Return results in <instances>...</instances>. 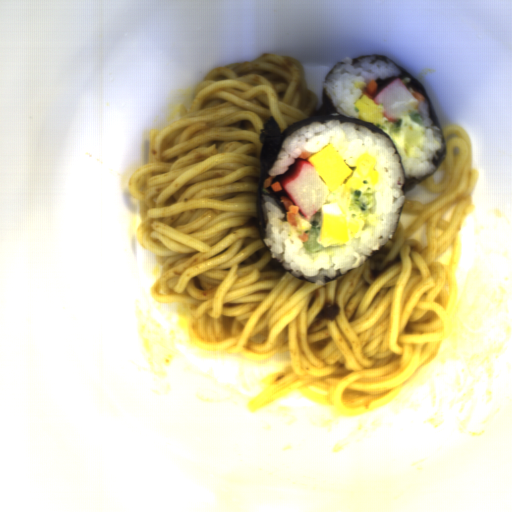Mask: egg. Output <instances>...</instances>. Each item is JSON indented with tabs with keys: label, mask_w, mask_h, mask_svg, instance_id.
I'll use <instances>...</instances> for the list:
<instances>
[{
	"label": "egg",
	"mask_w": 512,
	"mask_h": 512,
	"mask_svg": "<svg viewBox=\"0 0 512 512\" xmlns=\"http://www.w3.org/2000/svg\"><path fill=\"white\" fill-rule=\"evenodd\" d=\"M307 161L328 189V198L320 207L321 229L316 240L325 249L344 248L358 239L365 227L366 214L352 210L350 198L355 190L363 192L380 182V173L374 168L376 158L364 152L351 167L330 142Z\"/></svg>",
	"instance_id": "1"
},
{
	"label": "egg",
	"mask_w": 512,
	"mask_h": 512,
	"mask_svg": "<svg viewBox=\"0 0 512 512\" xmlns=\"http://www.w3.org/2000/svg\"><path fill=\"white\" fill-rule=\"evenodd\" d=\"M353 86L361 89L359 98L354 102L357 119L373 122V126L385 131L404 159L413 160L422 156L426 140L424 125L412 120L409 111L402 115L399 122H390L386 118L385 104H376L363 93L367 86L364 81L354 82Z\"/></svg>",
	"instance_id": "2"
}]
</instances>
